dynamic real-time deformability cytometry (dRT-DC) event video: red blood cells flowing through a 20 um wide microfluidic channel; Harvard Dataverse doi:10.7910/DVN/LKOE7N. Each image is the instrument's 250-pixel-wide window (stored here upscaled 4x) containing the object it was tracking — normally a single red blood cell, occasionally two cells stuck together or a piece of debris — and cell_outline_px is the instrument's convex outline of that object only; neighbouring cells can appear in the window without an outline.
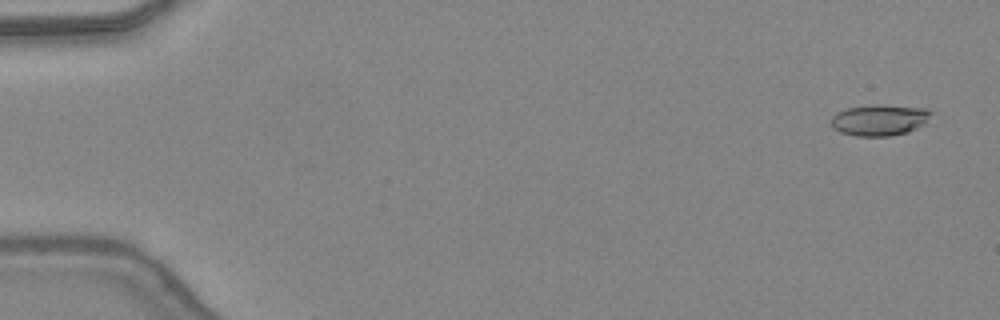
{"species": "common noctule bat (a hibernating species)", "species_latin": "Nyctalus noctula", "temperature_condition": "warm", "stored_images_in_passage": 48, "camera_frame_rate_fps": 3000, "um_per_image_px": 0.085, "animal": {"sex": "female", "body_mass_g": 24.6, "forearm_length_mm": 56.2}, "frame": {"image": 1, "passage_image": 3, "time_ms": 0.667, "image_size_px": [1000, 320], "cell_outline_px": [[932, 112], [924, 124], [908, 132], [892, 136], [856, 136], [840, 132], [832, 128], [832, 116], [836, 112], [848, 108], [872, 104], [884, 104], [924, 108]], "centroid_in_image_um": [74.74, 10.19], "position_along_channel_um": 10.3, "area_um2": 18.26}}
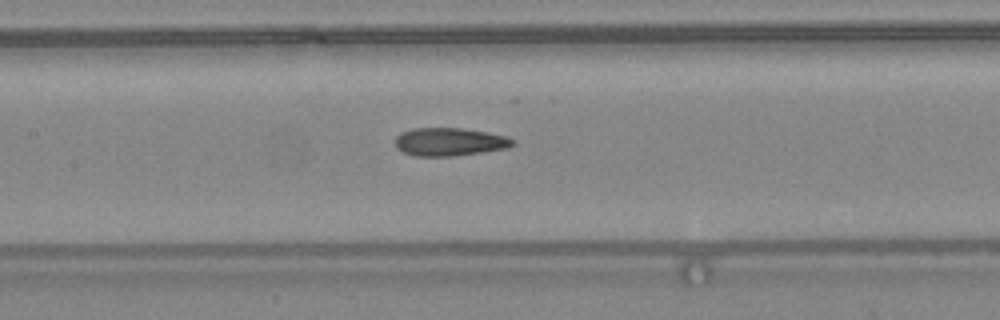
{"frame": {"image": 2, "passage_image": 24, "time_ms": 7.667, "image_size_px": [1000, 320], "cell_outline_px": [[516, 144], [508, 148], [452, 156], [416, 156], [404, 152], [396, 148], [396, 136], [400, 132], [412, 128], [460, 128], [488, 132], [508, 136], [516, 140]], "centroid_in_image_um": [38.24, 12.05], "position_along_channel_um": 169.2, "area_um2": 19.36}}
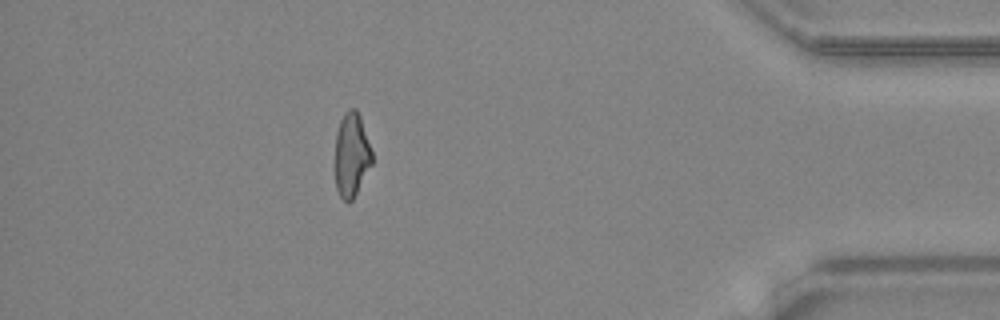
{"frame": {"image": 3, "passage_image": 43, "time_ms": 14.0, "image_size_px": [1000, 320], "cell_outline_px": [[372, 164], [352, 200], [348, 204], [340, 196], [336, 188], [336, 132], [340, 120], [344, 112], [348, 108], [356, 108], [360, 116], [372, 152]], "centroid_in_image_um": [29.88, 13.14], "position_along_channel_um": 405.3, "area_um2": 17.98}, "authors_computed_cell_mechanics": {"area_um2": 18.9873, "velocity_mm_per_s": 4.4457, "shape_relaxation_time_tau1_ms": null, "shape_relaxation_time_tau2_ms": 1.9886, "deformation_change_tau1": null, "deformation_change_tau2": 0.1152}}